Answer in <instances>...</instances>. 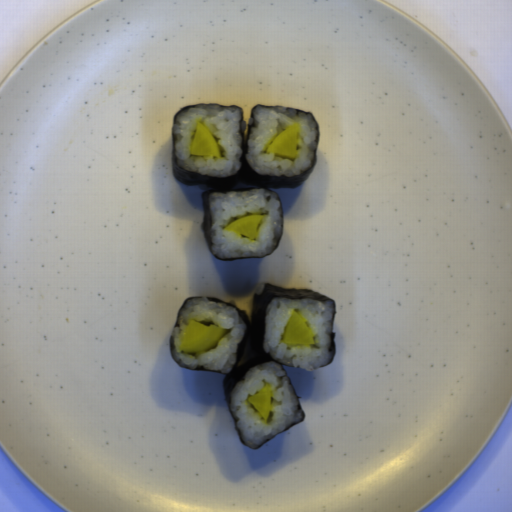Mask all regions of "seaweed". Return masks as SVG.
I'll return each instance as SVG.
<instances>
[{
  "label": "seaweed",
  "instance_id": "1faa68ee",
  "mask_svg": "<svg viewBox=\"0 0 512 512\" xmlns=\"http://www.w3.org/2000/svg\"><path fill=\"white\" fill-rule=\"evenodd\" d=\"M277 297H283V298H289L294 300H318V301H330L332 303L333 308V318L332 323L335 320L336 316V304L334 300L330 299L327 295L321 294L316 291H312L309 289H288L283 288L271 284H264L262 294L255 293L252 296V307H251V321L248 318V316L245 314L243 310L235 306L234 304H231L229 302L220 300L215 297H206L209 301L214 302H221L226 305V307H234L236 311L240 314V316L243 318L246 328L244 332L243 340L239 343L238 349H237V355H236V361L235 364L231 370L230 373H220L223 374L225 377L222 379V386H223V392L225 395V399L227 402V406L229 409L230 416L232 418L235 430L237 432V435L239 437V440L241 444L246 446L247 448L251 450H257L260 449L263 445L271 441L276 437L273 436L271 439H266L264 443L259 446L258 448H251L248 446L247 443H245L240 435L239 429L236 425V418L231 406V396L230 393L234 389V387L237 385L238 382H241L244 380L247 372L252 369L253 367L264 363V362H273L278 363L270 354L266 353L263 349L264 344V334H265V322H266V314H267V307L269 303L274 300ZM172 335V334H171ZM171 335L169 336V347H170V353L174 360V362L183 368L181 365H179L176 360L174 359L172 355V349H171ZM282 365L285 374L289 380V383L291 385L292 391L294 393L295 399L297 401V408L298 411L302 412V419L297 422L296 424L292 425L288 429L300 424L303 422L305 418V414L302 410L300 400L296 394V391L293 387V384L291 382V379L285 369L284 364ZM186 369V368H183ZM191 371H205V372H217L213 370L206 369L202 366L196 367L194 369H187ZM219 373V372H217ZM286 429V430H288ZM285 430V431H286ZM283 431V432H285ZM281 432V433H283Z\"/></svg>",
  "mask_w": 512,
  "mask_h": 512
},
{
  "label": "seaweed",
  "instance_id": "45ffbabd",
  "mask_svg": "<svg viewBox=\"0 0 512 512\" xmlns=\"http://www.w3.org/2000/svg\"><path fill=\"white\" fill-rule=\"evenodd\" d=\"M195 105H216V106H232V107H236L239 111V114H240V126H239V132L241 134V145H240V148H241V157H240V161H241V166H240V169L239 171L237 172V174L235 176H230V177H213V176H207V175H202V174H196V173H191V172H187V171H183L177 164V160H176V151H175V143L177 141L176 137H175V134H174V128L171 132V140H172V155H171V164H172V168H173V172H174V175L177 179L178 182H181L183 184H186V185H204L206 186L209 190H206V191H202L201 193V198H202V205H203V213H204V218H203V221H202V225H201V230L203 232V235L205 237V240L207 242V245L212 253V250H211V245H212V236L210 234V227H211V217H210V206H209V197H210V194L212 192H224V193H227V192H246V191H252V190H255V189H266V190H269L272 192L271 189H294V188H298L300 187L301 185H303L307 179L311 176L314 168H315V165H316V161H317V147H318V143H319V137H320V130H319V126L317 124V129L319 131V136H318V142H317V145H316V149H315V160L311 166V168L309 169L308 172L298 176V177H271V176H263V175H259L258 173H256L255 171L252 170V168L249 166L246 158H245V155L247 153V139L249 137V131L251 129V127L253 126V122H252V125L248 126V129H247V136L245 137L243 132H242V121H243V111H242V108L240 105H220V104H216V103H207V104H193V105H185L183 106L182 108H180L175 117H174V125L177 121V117L180 113H182L183 111L187 110L188 108L192 107V106H195ZM257 106H265V107H275V106H281V107H285V108H290V109H294V110H299L301 112H304V113H311V112H306V111H303L301 109H296V108H291V107H287V106H283V105H264V104H258V105H255L254 107H252L251 109V113H250V118L253 119V111L254 109L257 107ZM312 114V113H311ZM312 116L314 117V119L316 120L315 116L312 114ZM317 122V121H316ZM279 203H280V210H281V218H282V228H281V236L275 246V248L272 250V252L270 254H267L265 256H262V257H250V258H238V259H220L216 256L213 255L214 258H216L217 260H221V261H233V260H240V259H252V258H264V257H267V256H270L272 253H274L282 238H283V226H284V207L279 199Z\"/></svg>",
  "mask_w": 512,
  "mask_h": 512
},
{
  "label": "seaweed",
  "instance_id": "7513b1e5",
  "mask_svg": "<svg viewBox=\"0 0 512 512\" xmlns=\"http://www.w3.org/2000/svg\"><path fill=\"white\" fill-rule=\"evenodd\" d=\"M328 351L329 353H331V358L328 362L327 365L325 366H329L335 359L336 357V332H333L330 334V342H329V348H328ZM324 367V366H322Z\"/></svg>",
  "mask_w": 512,
  "mask_h": 512
},
{
  "label": "seaweed",
  "instance_id": "ac131d1f",
  "mask_svg": "<svg viewBox=\"0 0 512 512\" xmlns=\"http://www.w3.org/2000/svg\"><path fill=\"white\" fill-rule=\"evenodd\" d=\"M202 296H190L189 298H187L180 306L178 312H177V316H176V320H175V324H174V327H177L179 325V320H180V316H181V309L184 305H186L187 301L192 299V298H200Z\"/></svg>",
  "mask_w": 512,
  "mask_h": 512
}]
</instances>
